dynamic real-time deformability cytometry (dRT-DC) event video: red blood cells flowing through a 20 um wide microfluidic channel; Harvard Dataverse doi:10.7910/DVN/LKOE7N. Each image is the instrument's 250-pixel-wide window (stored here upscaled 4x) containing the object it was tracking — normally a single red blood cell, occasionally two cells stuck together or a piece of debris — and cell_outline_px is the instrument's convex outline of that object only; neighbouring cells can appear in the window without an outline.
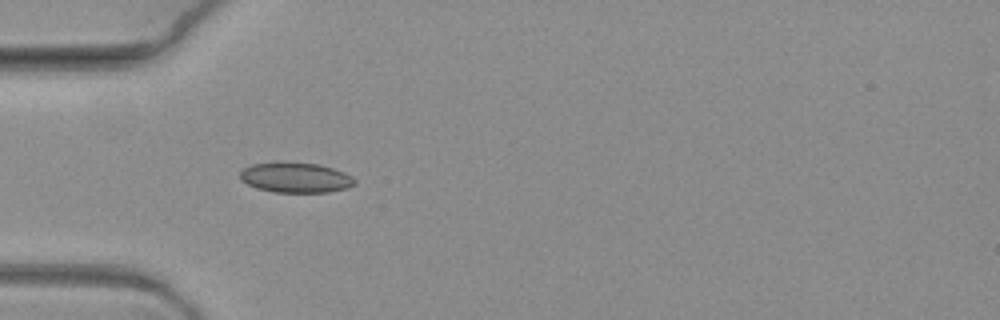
{"species": "common noctule bat (a hibernating species)", "species_latin": "Nyctalus noctula", "temperature_condition": "warm", "stored_images_in_passage": 6, "camera_frame_rate_fps": 3000, "um_per_image_px": 0.085, "animal": {"sex": "female", "body_mass_g": 19.3, "forearm_length_mm": 54.1}, "frame": {"image": 1, "passage_image": 5, "time_ms": 1.333, "image_size_px": [1000, 320], "cell_outline_px": [[356, 184], [348, 188], [328, 192], [272, 192], [256, 188], [240, 180], [240, 172], [244, 168], [252, 164], [276, 160], [284, 160], [320, 164], [344, 172], [352, 176], [356, 180]], "centroid_in_image_um": [25.11, 15.06], "position_along_channel_um": 59.9, "area_um2": 20.81}}